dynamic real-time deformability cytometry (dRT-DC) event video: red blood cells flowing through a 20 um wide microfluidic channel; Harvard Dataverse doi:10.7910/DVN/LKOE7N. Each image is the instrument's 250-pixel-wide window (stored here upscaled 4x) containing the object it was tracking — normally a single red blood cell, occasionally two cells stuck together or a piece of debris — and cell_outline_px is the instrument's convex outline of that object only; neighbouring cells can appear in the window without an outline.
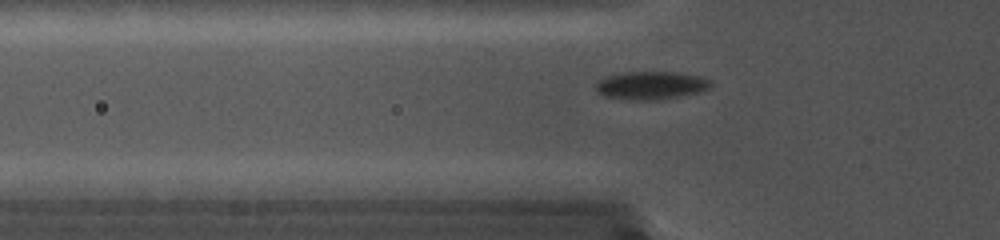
{"species": "common noctule bat (a hibernating species)", "species_latin": "Nyctalus noctula", "temperature_condition": "cold", "stored_images_in_passage": 23, "camera_frame_rate_fps": 5000, "um_per_image_px": 0.085, "animal": {"sex": "female", "body_mass_g": 19.0, "forearm_length_mm": 56.7}, "frame": {"image": 1, "passage_image": 14, "time_ms": 2.6, "image_size_px": [1000, 240], "cell_outline_px": [[712, 84], [708, 88], [696, 92], [656, 100], [624, 100], [604, 96], [596, 88], [596, 80], [604, 76], [620, 72], [680, 72], [700, 76], [712, 80]], "centroid_in_image_um": [55.28, 7.24], "position_along_channel_um": 70.5, "area_um2": 18.9}}